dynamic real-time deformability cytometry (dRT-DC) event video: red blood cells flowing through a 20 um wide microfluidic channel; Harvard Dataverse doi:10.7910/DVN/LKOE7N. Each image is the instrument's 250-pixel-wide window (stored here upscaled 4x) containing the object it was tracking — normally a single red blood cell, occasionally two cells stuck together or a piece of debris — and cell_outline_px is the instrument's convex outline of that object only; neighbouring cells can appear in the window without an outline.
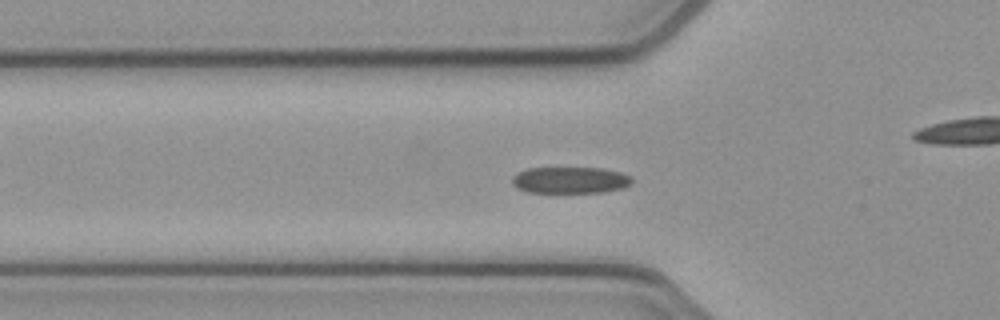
{"species": "common noctule bat (a hibernating species)", "species_latin": "Nyctalus noctula", "temperature_condition": "cold", "stored_images_in_passage": 53, "camera_frame_rate_fps": 3000, "um_per_image_px": 0.085, "animal": {"sex": "female", "body_mass_g": 21.9}, "frame": {"image": 1, "passage_image": 17, "time_ms": 5.333, "image_size_px": [1000, 320], "cell_outline_px": [[632, 184], [624, 188], [604, 192], [528, 192], [516, 188], [512, 184], [512, 176], [516, 172], [528, 168], [600, 168], [620, 172], [632, 176]], "centroid_in_image_um": [48.46, 15.31], "position_along_channel_um": 77.3, "area_um2": 18.67}}
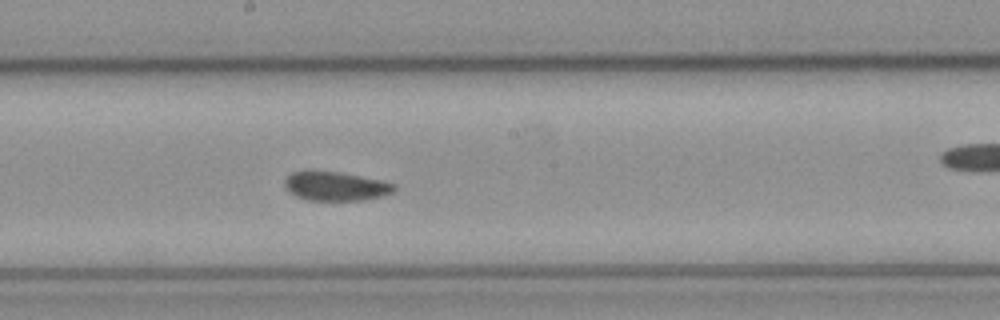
{"frame": {"image": 2, "passage_image": 28, "time_ms": 9.0, "image_size_px": [1000, 320], "cell_outline_px": [[396, 188], [392, 192], [384, 196], [364, 200], [308, 200], [296, 196], [288, 192], [284, 188], [284, 180], [292, 172], [340, 172], [380, 180], [396, 184]], "centroid_in_image_um": [28.54, 15.84], "position_along_channel_um": 219.7, "area_um2": 18.38}}
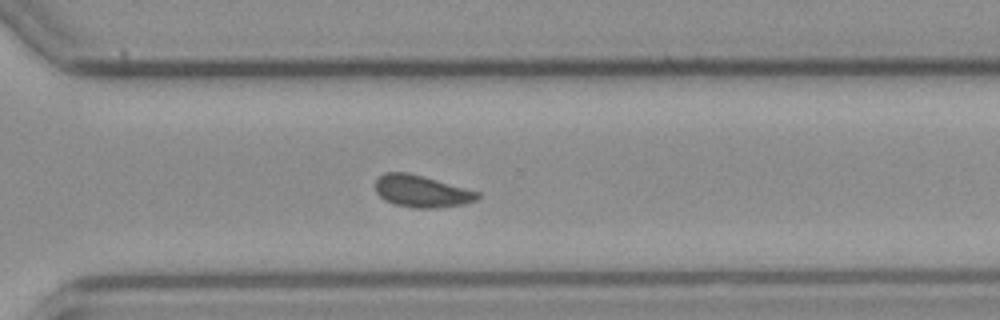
{"frame": {"image": 3, "passage_image": 37, "time_ms": 12.0, "image_size_px": [1000, 320], "cell_outline_px": [[480, 196], [476, 200], [464, 204], [436, 208], [412, 208], [396, 204], [384, 200], [376, 192], [376, 180], [384, 172], [408, 172], [480, 192]], "centroid_in_image_um": [35.83, 16.26], "position_along_channel_um": 334.8, "area_um2": 18.96}, "authors_computed_cell_mechanics": {"area_um2": 18.9584, "velocity_mm_per_s": 3.8534, "shape_relaxation_time_tau1_ms": 4.6373, "shape_relaxation_time_tau2_ms": 2.3142, "deformation_change_tau1": 0.1148, "deformation_change_tau2": 0.0844}}